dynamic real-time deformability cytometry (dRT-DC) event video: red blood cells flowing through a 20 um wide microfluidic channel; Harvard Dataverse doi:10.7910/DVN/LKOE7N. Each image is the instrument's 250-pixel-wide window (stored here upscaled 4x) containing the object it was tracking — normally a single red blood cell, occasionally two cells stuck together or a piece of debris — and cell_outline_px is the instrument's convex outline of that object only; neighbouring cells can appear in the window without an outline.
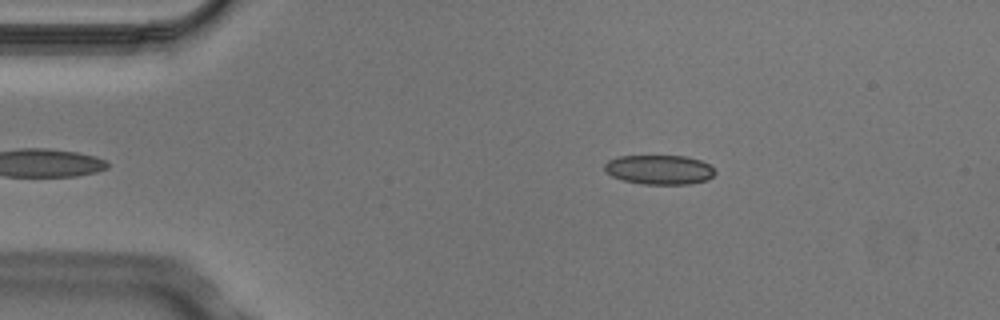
{"species": "Egyptian fruit bat (a non-hibernating species)", "species_latin": "Rousettus aegyptiacus", "temperature_condition": "cold", "stored_images_in_passage": 3, "camera_frame_rate_fps": 3000, "um_per_image_px": 0.085, "animal": {"sex": "male"}, "frame": {"image": 1, "passage_image": 3, "time_ms": 0.667, "image_size_px": [1000, 320], "cell_outline_px": [[716, 172], [708, 180], [688, 184], [644, 184], [624, 180], [612, 176], [604, 172], [604, 164], [608, 160], [620, 156], [688, 156], [700, 160], [708, 164]], "centroid_in_image_um": [56.03, 14.42], "position_along_channel_um": 29.0, "area_um2": 18.96}}